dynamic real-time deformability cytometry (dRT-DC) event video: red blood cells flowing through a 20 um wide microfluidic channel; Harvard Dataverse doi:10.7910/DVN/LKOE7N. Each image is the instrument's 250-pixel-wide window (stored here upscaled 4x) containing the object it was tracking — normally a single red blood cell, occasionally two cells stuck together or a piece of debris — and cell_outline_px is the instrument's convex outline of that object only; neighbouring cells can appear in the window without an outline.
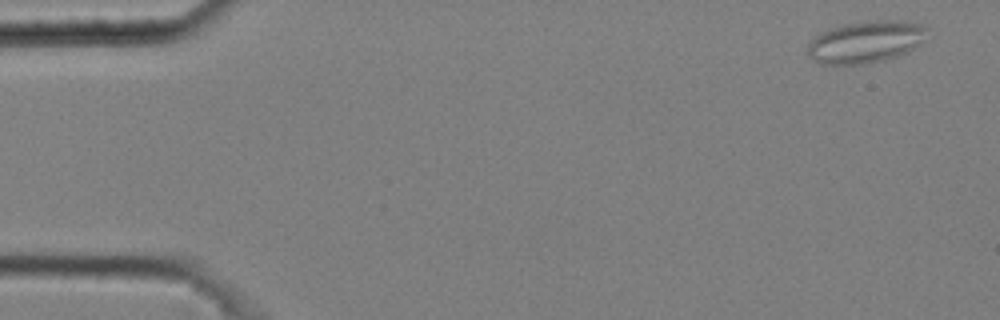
{"species": "common noctule bat (a hibernating species)", "species_latin": "Nyctalus noctula", "temperature_condition": "cold", "stored_images_in_passage": 5, "camera_frame_rate_fps": 3000, "um_per_image_px": 0.085, "animal": {"sex": "male", "body_mass_g": 20.4}, "frame": {"image": 1, "passage_image": 1, "time_ms": 0.0, "image_size_px": [1000, 320], "cell_outline_px": [[928, 28], [924, 40], [908, 52], [884, 60], [860, 64], [820, 64], [808, 56], [808, 44], [820, 32], [844, 24], [872, 20], [904, 20], [924, 24]], "centroid_in_image_um": [73.61, 3.54], "position_along_channel_um": 11.4, "area_um2": 29.3}}